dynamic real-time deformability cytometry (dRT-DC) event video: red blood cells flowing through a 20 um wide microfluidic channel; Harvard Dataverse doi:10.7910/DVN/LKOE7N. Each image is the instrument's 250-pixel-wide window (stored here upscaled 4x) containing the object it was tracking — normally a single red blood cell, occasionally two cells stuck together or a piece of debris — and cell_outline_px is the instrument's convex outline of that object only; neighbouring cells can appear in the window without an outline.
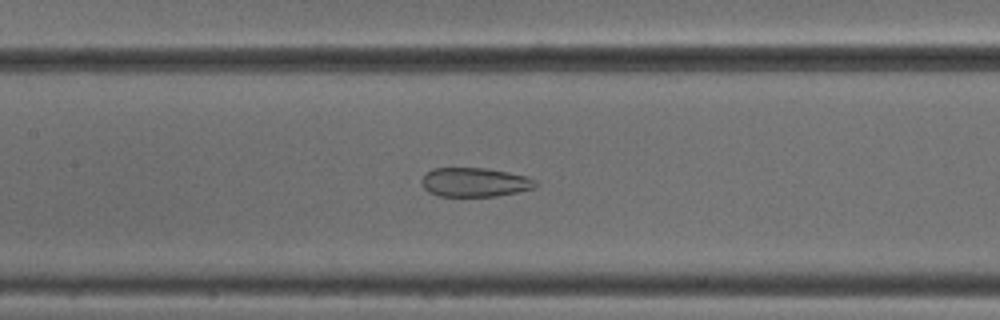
{"species": "common noctule bat (a hibernating species)", "species_latin": "Nyctalus noctula", "temperature_condition": "cold", "stored_images_in_passage": 43, "camera_frame_rate_fps": 3000, "um_per_image_px": 0.085, "animal": {"sex": "male", "body_mass_g": 18.8}, "frame": {"image": 1, "passage_image": 23, "time_ms": 7.333, "image_size_px": [1000, 320], "cell_outline_px": [[540, 184], [536, 188], [496, 196], [440, 196], [428, 192], [420, 184], [420, 180], [432, 168], [488, 168], [528, 176], [536, 180]], "centroid_in_image_um": [40.38, 15.49], "position_along_channel_um": 167.0, "area_um2": 19.54}}
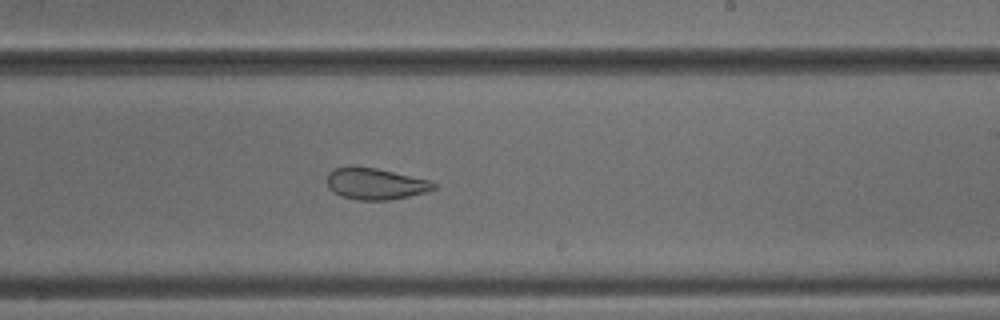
{"frame": {"image": 2, "passage_image": 30, "time_ms": 9.667, "image_size_px": [1000, 320], "cell_outline_px": [[436, 188], [428, 192], [392, 200], [356, 200], [340, 196], [332, 192], [328, 188], [328, 172], [336, 168], [348, 164], [376, 168], [432, 180], [436, 184]], "centroid_in_image_um": [31.91, 15.61], "position_along_channel_um": 257.1, "area_um2": 20.11}}
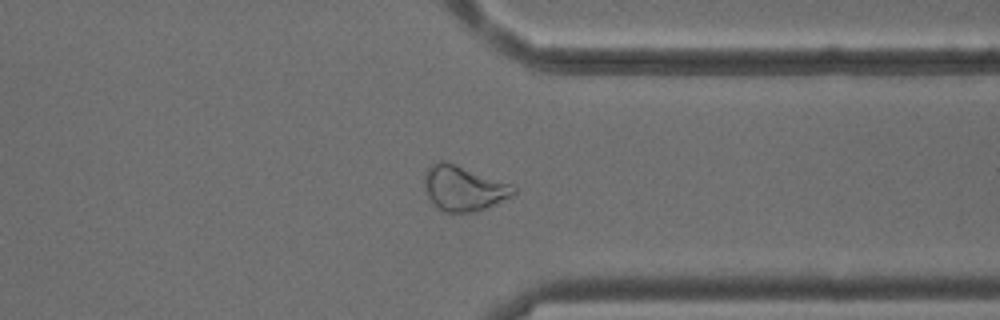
{"frame": {"image": 3, "passage_image": 39, "time_ms": 12.667, "image_size_px": [1000, 320], "cell_outline_px": [[516, 192], [512, 196], [488, 208], [460, 216], [444, 212], [428, 196], [424, 184], [424, 176], [432, 160], [444, 160], [456, 164], [512, 184], [516, 188]], "centroid_in_image_um": [39.41, 16.02], "position_along_channel_um": 372.0, "area_um2": 23.93}, "authors_computed_cell_mechanics": {"area_um2": 23.8714, "velocity_mm_per_s": 3.8706, "shape_relaxation_time_tau1_ms": null, "shape_relaxation_time_tau2_ms": 2.1757, "deformation_change_tau1": null, "deformation_change_tau2": 0.0937}}